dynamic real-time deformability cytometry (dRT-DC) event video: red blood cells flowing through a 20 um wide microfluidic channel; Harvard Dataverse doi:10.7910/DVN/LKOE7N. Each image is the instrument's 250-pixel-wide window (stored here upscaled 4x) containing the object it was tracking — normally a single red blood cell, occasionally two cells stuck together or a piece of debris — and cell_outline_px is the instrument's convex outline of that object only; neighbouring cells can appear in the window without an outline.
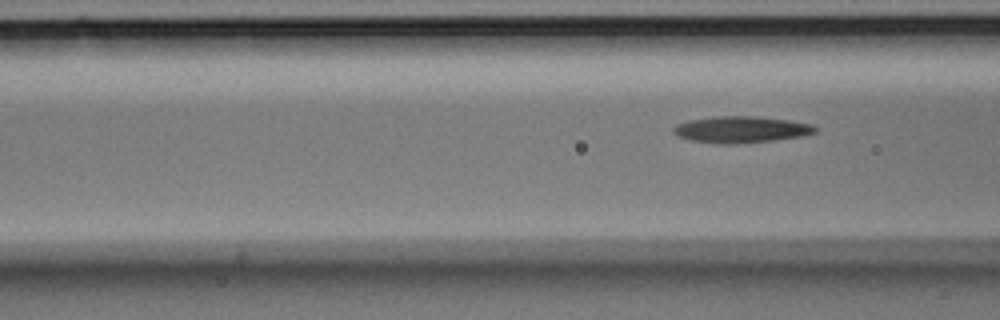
{"species": "Egyptian fruit bat (a non-hibernating species)", "species_latin": "Rousettus aegyptiacus", "temperature_condition": "room temperature", "stored_images_in_passage": 7, "segment_of_instrument_passage": [2, 2], "camera_frame_rate_fps": 3000, "um_per_image_px": 0.085, "animal": {"sex": "male"}, "frame": {"image": 1, "passage_image": 7, "time_ms": 2.0, "image_size_px": [1000, 320], "cell_outline_px": [[820, 128], [816, 132], [804, 136], [772, 140], [736, 144], [716, 144], [692, 140], [680, 136], [672, 132], [672, 128], [676, 124], [688, 120], [716, 116], [756, 116], [788, 120], [812, 124]], "centroid_in_image_um": [63.01, 11.0], "position_along_channel_um": 103.6, "area_um2": 22.02}}